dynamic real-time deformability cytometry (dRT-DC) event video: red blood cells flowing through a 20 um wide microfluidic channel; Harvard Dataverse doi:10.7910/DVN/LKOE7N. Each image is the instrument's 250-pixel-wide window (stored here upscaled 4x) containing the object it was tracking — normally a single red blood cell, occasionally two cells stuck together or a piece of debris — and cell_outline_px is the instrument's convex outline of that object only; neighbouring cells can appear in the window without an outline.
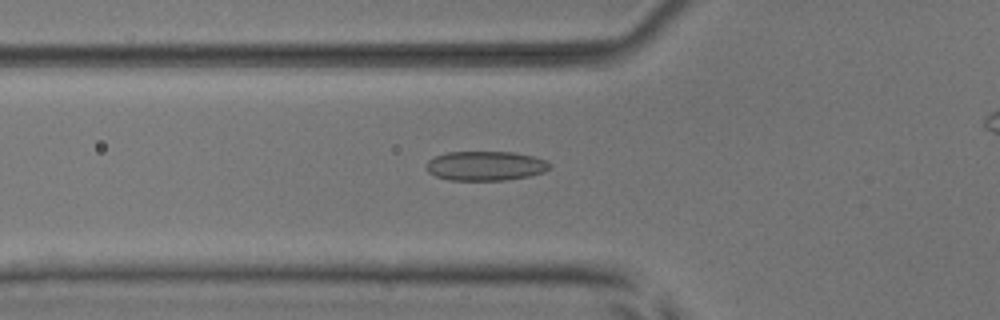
{"species": "common noctule bat (a hibernating species)", "species_latin": "Nyctalus noctula", "temperature_condition": "room temperature", "stored_images_in_passage": 45, "camera_frame_rate_fps": 3000, "um_per_image_px": 0.085, "animal": {"sex": "male", "body_mass_g": 17.9, "forearm_length_mm": 54.2}, "frame": {"image": 1, "passage_image": 17, "time_ms": 5.333, "image_size_px": [1000, 320], "cell_outline_px": [[552, 168], [544, 172], [528, 176], [504, 180], [448, 180], [436, 176], [428, 172], [424, 168], [424, 164], [428, 160], [436, 156], [448, 152], [512, 152], [532, 156], [548, 160], [552, 164]], "centroid_in_image_um": [41.27, 14.1], "position_along_channel_um": 84.5, "area_um2": 21.39}}
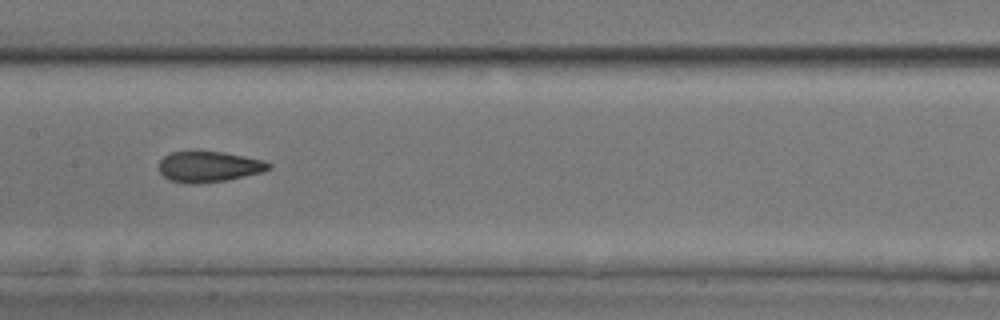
{"frame": {"image": 2, "passage_image": 25, "time_ms": 8.0, "image_size_px": [1000, 320], "cell_outline_px": [[272, 168], [264, 172], [224, 180], [168, 180], [160, 172], [160, 160], [164, 156], [172, 152], [224, 152], [264, 160], [272, 164]], "centroid_in_image_um": [17.84, 14.11], "position_along_channel_um": 189.6, "area_um2": 18.67}}
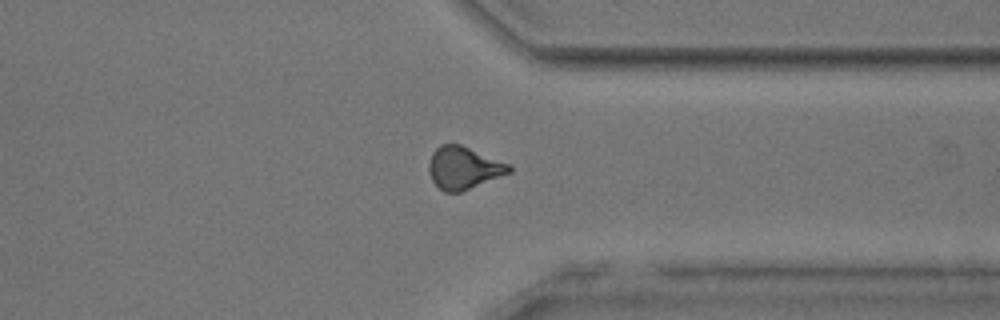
{"frame": {"image": 3, "passage_image": 39, "time_ms": 12.667, "image_size_px": [1000, 320], "cell_outline_px": [[512, 172], [460, 192], [444, 192], [432, 180], [428, 168], [428, 164], [432, 152], [440, 144], [460, 144], [512, 164]], "centroid_in_image_um": [39.43, 14.25], "position_along_channel_um": 372.0, "area_um2": 19.94}}